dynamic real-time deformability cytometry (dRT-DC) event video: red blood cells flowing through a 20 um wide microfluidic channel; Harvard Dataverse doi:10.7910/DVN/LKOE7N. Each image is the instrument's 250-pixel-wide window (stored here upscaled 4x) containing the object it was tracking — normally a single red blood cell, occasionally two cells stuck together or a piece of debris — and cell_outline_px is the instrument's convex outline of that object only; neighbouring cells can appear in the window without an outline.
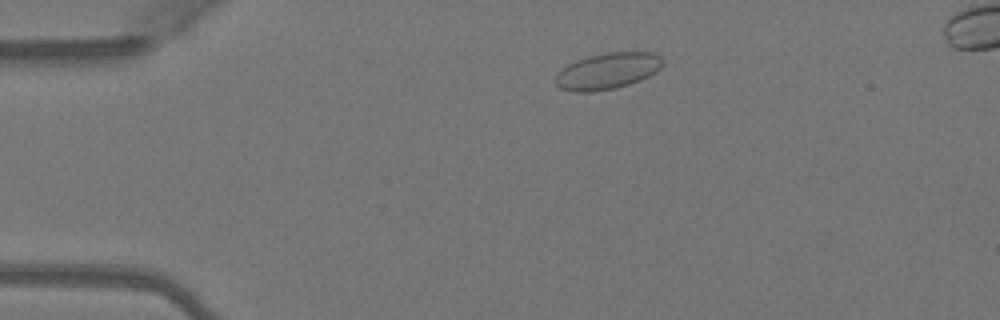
{"species": "Egyptian fruit bat (a non-hibernating species)", "species_latin": "Rousettus aegyptiacus", "temperature_condition": "warm", "stored_images_in_passage": 4, "segment_of_instrument_passage": [2, 2], "camera_frame_rate_fps": 3000, "um_per_image_px": 0.085, "animal": {"sex": "female"}, "frame": {"image": 1, "passage_image": 4, "time_ms": 1.0, "image_size_px": [1000, 320], "cell_outline_px": [[664, 64], [656, 72], [640, 80], [616, 88], [592, 92], [576, 92], [560, 88], [556, 84], [556, 76], [568, 64], [576, 60], [588, 56], [608, 52], [656, 52], [664, 60]], "centroid_in_image_um": [51.69, 6.03], "position_along_channel_um": 33.3, "area_um2": 22.66}}